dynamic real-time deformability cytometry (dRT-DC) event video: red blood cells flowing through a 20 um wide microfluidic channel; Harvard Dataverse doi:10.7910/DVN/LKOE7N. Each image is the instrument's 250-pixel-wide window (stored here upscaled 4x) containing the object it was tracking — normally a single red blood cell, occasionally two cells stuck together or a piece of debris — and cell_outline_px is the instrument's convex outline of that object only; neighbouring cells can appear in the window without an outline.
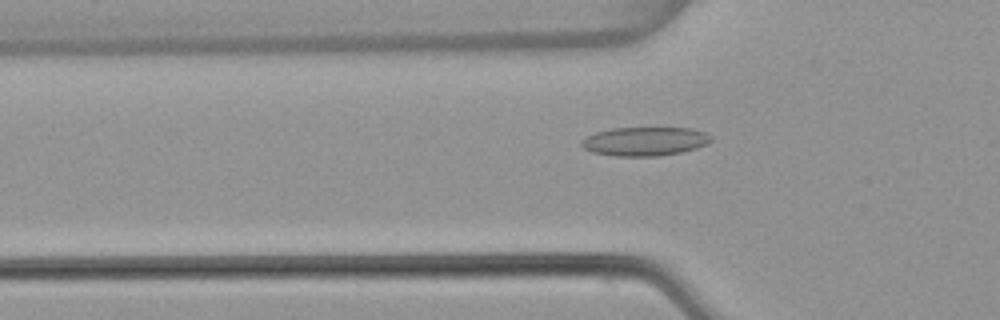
{"species": "common noctule bat (a hibernating species)", "species_latin": "Nyctalus noctula", "temperature_condition": "warm", "stored_images_in_passage": 42, "camera_frame_rate_fps": 3000, "um_per_image_px": 0.085, "animal": {"sex": "female", "body_mass_g": 22.7, "forearm_length_mm": 54.2}, "frame": {"image": 1, "passage_image": 6, "time_ms": 1.667, "image_size_px": [1000, 320], "cell_outline_px": [[712, 140], [696, 148], [680, 152], [660, 156], [616, 156], [592, 152], [584, 148], [580, 144], [580, 140], [596, 132], [612, 128], [692, 128], [704, 132], [712, 136]], "centroid_in_image_um": [54.79, 12.01], "position_along_channel_um": 71.0, "area_um2": 21.68}}
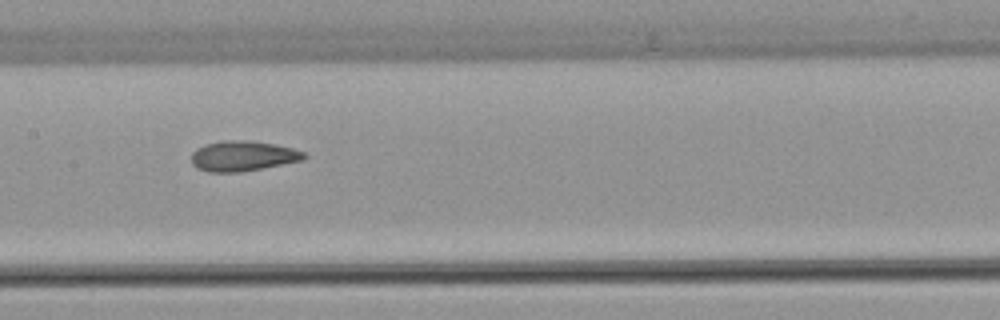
{"frame": {"image": 2, "passage_image": 15, "time_ms": 4.667, "image_size_px": [1000, 320], "cell_outline_px": [[308, 156], [304, 160], [240, 172], [208, 172], [196, 168], [192, 164], [192, 152], [196, 148], [204, 144], [224, 140], [248, 140], [272, 144], [292, 148], [304, 152]], "centroid_in_image_um": [20.62, 13.26], "position_along_channel_um": 186.8, "area_um2": 19.88}}
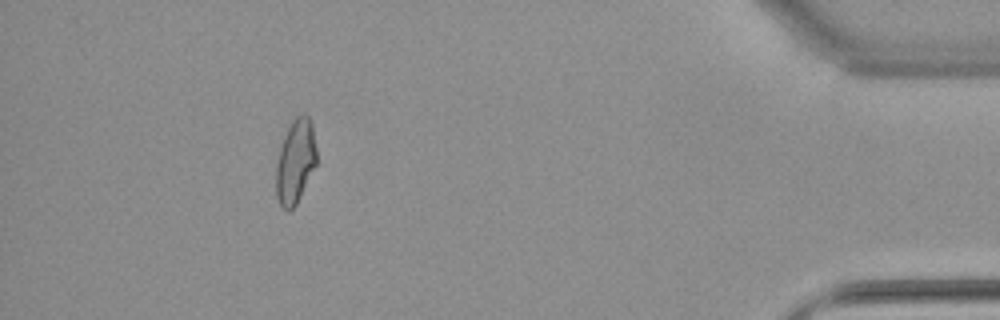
{"frame": {"image": 3, "passage_image": 37, "time_ms": 12.0, "image_size_px": [1000, 320], "cell_outline_px": [[316, 164], [296, 204], [288, 212], [280, 204], [276, 196], [276, 164], [280, 148], [288, 128], [292, 120], [296, 116], [304, 112], [308, 116], [312, 124], [316, 148]], "centroid_in_image_um": [25.11, 13.7], "position_along_channel_um": 410.1, "area_um2": 19.65}, "authors_computed_cell_mechanics": {"area_um2": 19.7098, "velocity_mm_per_s": 3.8335, "shape_relaxation_time_tau1_ms": null, "shape_relaxation_time_tau2_ms": 2.1651, "deformation_change_tau1": null, "deformation_change_tau2": 0.0788}}